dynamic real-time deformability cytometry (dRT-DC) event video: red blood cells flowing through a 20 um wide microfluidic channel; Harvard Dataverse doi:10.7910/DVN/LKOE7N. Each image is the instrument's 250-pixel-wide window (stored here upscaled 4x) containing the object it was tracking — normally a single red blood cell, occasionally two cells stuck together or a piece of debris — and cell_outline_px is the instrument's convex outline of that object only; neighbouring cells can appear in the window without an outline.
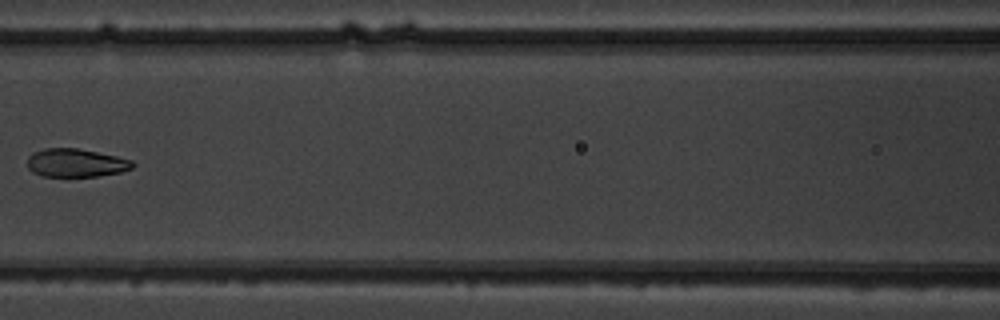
{"species": "common noctule bat (a hibernating species)", "species_latin": "Nyctalus noctula", "temperature_condition": "warm", "stored_images_in_passage": 6, "camera_frame_rate_fps": 3000, "um_per_image_px": 0.085, "animal": {"sex": "male", "body_mass_g": 19.5, "forearm_length_mm": 54.6}, "frame": {"image": 1, "passage_image": 5, "time_ms": 4.667, "image_size_px": [1000, 320], "cell_outline_px": [[136, 164], [132, 168], [120, 172], [96, 176], [40, 176], [32, 172], [28, 168], [28, 156], [32, 152], [44, 148], [76, 148], [116, 156], [132, 160]], "centroid_in_image_um": [6.42, 13.84], "position_along_channel_um": 160.2, "area_um2": 17.34}}
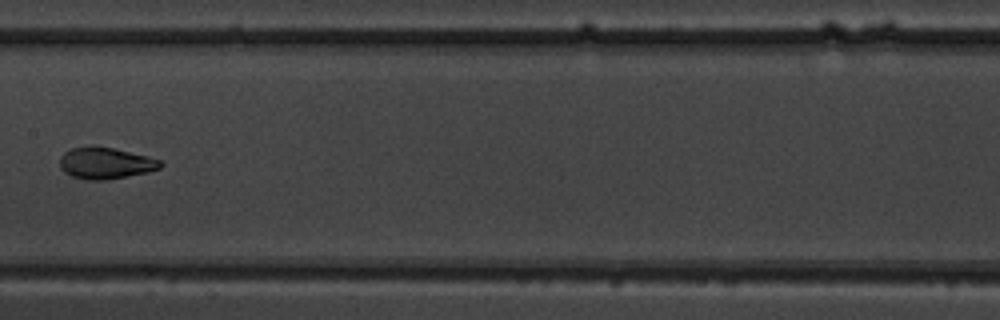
{"frame": {"image": 2, "passage_image": 6, "time_ms": 5.667, "image_size_px": [1000, 320], "cell_outline_px": [[164, 164], [160, 168], [148, 172], [104, 180], [88, 180], [72, 176], [64, 172], [60, 168], [60, 156], [64, 152], [72, 148], [92, 144], [112, 148], [148, 156], [160, 160]], "centroid_in_image_um": [8.95, 13.85], "position_along_channel_um": 198.5, "area_um2": 18.61}}